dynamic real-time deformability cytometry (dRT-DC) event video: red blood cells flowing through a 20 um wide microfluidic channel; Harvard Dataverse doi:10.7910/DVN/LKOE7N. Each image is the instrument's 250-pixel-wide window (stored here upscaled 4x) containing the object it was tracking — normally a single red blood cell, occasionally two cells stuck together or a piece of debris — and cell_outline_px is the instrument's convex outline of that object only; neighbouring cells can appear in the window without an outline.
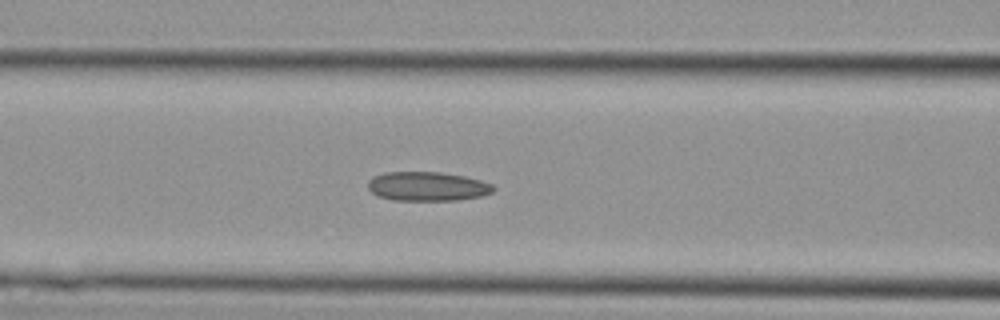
{"species": "Egyptian fruit bat (a non-hibernating species)", "species_latin": "Rousettus aegyptiacus", "temperature_condition": "cold", "stored_images_in_passage": 3, "camera_frame_rate_fps": 3000, "um_per_image_px": 0.085, "animal": {"sex": "female"}, "frame": {"image": 1, "passage_image": 3, "time_ms": 0.667, "image_size_px": [1000, 320], "cell_outline_px": [[496, 188], [492, 192], [484, 196], [456, 200], [392, 200], [380, 196], [372, 192], [368, 188], [368, 180], [372, 176], [384, 172], [440, 172], [464, 176], [480, 180], [492, 184]], "centroid_in_image_um": [36.33, 15.84], "position_along_channel_um": 130.3, "area_um2": 21.39}}